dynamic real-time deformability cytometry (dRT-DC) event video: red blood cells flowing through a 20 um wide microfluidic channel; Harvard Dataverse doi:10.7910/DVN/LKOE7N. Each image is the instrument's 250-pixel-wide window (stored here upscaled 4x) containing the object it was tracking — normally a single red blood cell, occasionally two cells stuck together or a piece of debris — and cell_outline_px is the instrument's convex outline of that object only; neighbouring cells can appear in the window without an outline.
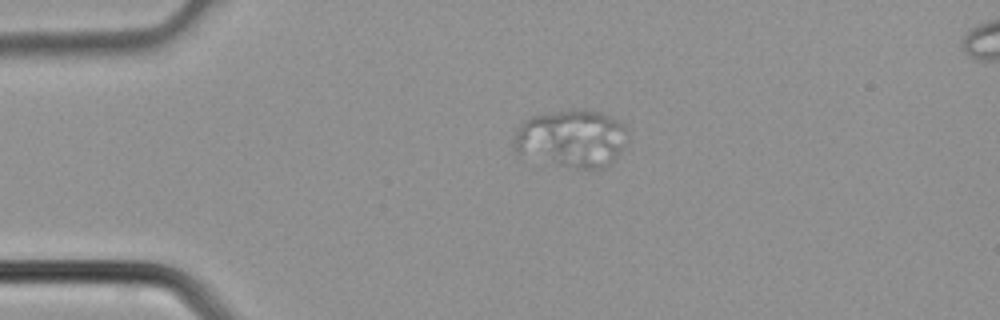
{"species": "common noctule bat (a hibernating species)", "species_latin": "Nyctalus noctula", "temperature_condition": "cold", "stored_images_in_passage": 2, "camera_frame_rate_fps": 3000, "um_per_image_px": 0.085, "animal": {"sex": "male", "body_mass_g": 21.5, "forearm_length_mm": 52.0}, "frame": {"image": 1, "passage_image": 1, "time_ms": 0.0, "image_size_px": [1000, 320], "cell_outline_px": [[628, 140], [620, 152], [604, 168], [584, 168], [520, 160], [512, 148], [516, 132], [520, 124], [524, 120], [532, 116], [556, 112], [600, 112], [616, 120], [624, 128]], "centroid_in_image_um": [48.46, 11.85], "position_along_channel_um": 36.5, "area_um2": 38.03}}